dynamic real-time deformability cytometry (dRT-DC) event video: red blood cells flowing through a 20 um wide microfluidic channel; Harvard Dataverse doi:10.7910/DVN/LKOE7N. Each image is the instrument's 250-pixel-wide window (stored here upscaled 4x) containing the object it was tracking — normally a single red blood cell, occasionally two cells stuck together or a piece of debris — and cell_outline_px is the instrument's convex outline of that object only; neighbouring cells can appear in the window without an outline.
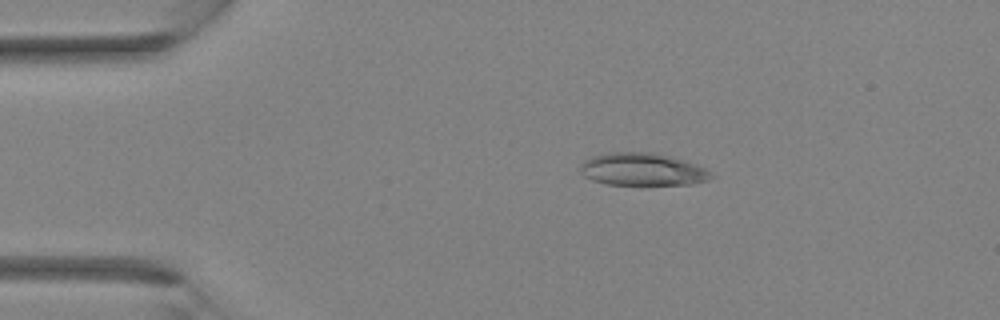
{"species": "Egyptian fruit bat (a non-hibernating species)", "species_latin": "Rousettus aegyptiacus", "temperature_condition": "room temperature", "stored_images_in_passage": 35, "camera_frame_rate_fps": 3000, "um_per_image_px": 0.085, "animal": {"sex": "female"}, "frame": {"image": 1, "passage_image": 7, "time_ms": 2.0, "image_size_px": [1000, 320], "cell_outline_px": [[716, 176], [708, 180], [692, 184], [608, 184], [592, 180], [584, 176], [580, 172], [580, 164], [584, 160], [592, 156], [608, 152], [656, 152], [704, 168], [712, 172]], "centroid_in_image_um": [54.57, 14.39], "position_along_channel_um": 30.4, "area_um2": 24.68}}
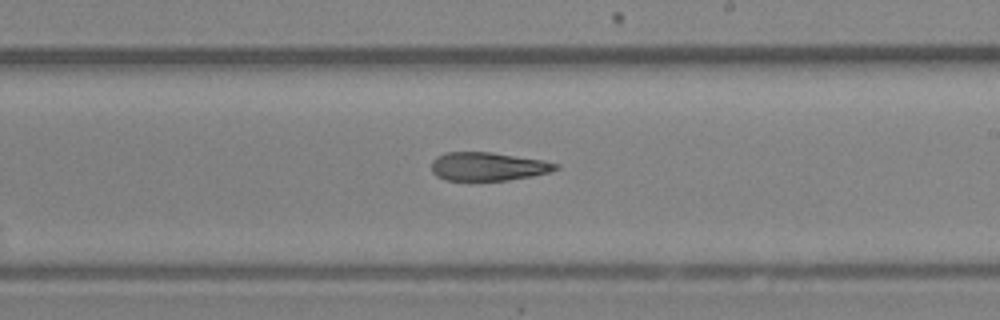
{"frame": {"image": 2, "passage_image": 21, "time_ms": 6.667, "image_size_px": [1000, 320], "cell_outline_px": [[560, 168], [552, 172], [532, 176], [508, 180], [444, 180], [436, 176], [432, 172], [432, 160], [436, 156], [444, 152], [492, 152], [540, 160], [560, 164]], "centroid_in_image_um": [41.47, 14.15], "position_along_channel_um": 247.5, "area_um2": 20.69}}
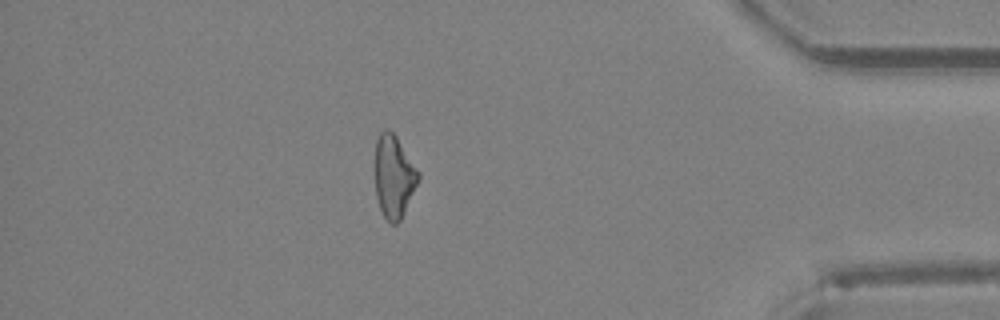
{"frame": {"image": 3, "passage_image": 31, "time_ms": 10.0, "image_size_px": [1000, 320], "cell_outline_px": [[420, 176], [400, 220], [396, 224], [392, 224], [384, 216], [380, 208], [376, 196], [376, 140], [380, 132], [384, 128], [388, 128], [396, 136], [420, 172]], "centroid_in_image_um": [33.47, 14.96], "position_along_channel_um": 401.7, "area_um2": 20.46}}